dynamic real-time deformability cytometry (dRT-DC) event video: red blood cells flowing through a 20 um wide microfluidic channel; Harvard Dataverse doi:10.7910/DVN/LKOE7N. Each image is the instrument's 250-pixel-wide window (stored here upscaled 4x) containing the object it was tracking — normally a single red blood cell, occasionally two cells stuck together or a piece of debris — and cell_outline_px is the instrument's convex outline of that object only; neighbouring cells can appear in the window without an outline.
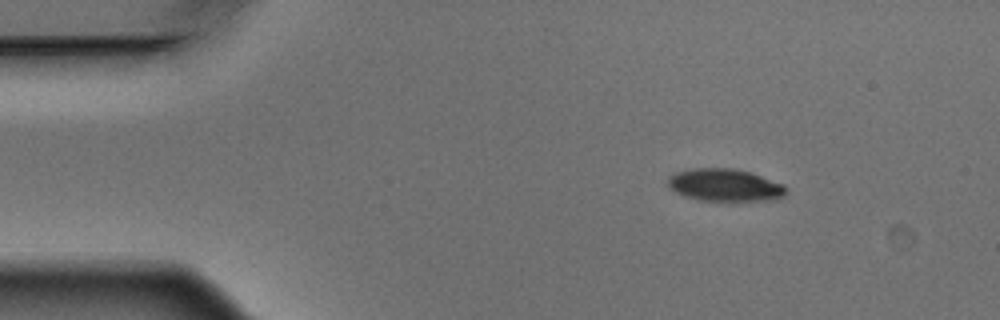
{"species": "Egyptian fruit bat (a non-hibernating species)", "species_latin": "Rousettus aegyptiacus", "temperature_condition": "warm", "stored_images_in_passage": 6, "camera_frame_rate_fps": 3000, "um_per_image_px": 0.085, "animal": {"sex": "male"}, "frame": {"image": 1, "passage_image": 3, "time_ms": 0.667, "image_size_px": [1000, 320], "cell_outline_px": [[788, 192], [780, 200], [700, 200], [684, 196], [676, 192], [668, 184], [668, 176], [676, 172], [688, 168], [736, 168], [752, 172], [784, 184], [788, 188]], "centroid_in_image_um": [61.67, 15.72], "position_along_channel_um": 23.3, "area_um2": 22.66}}
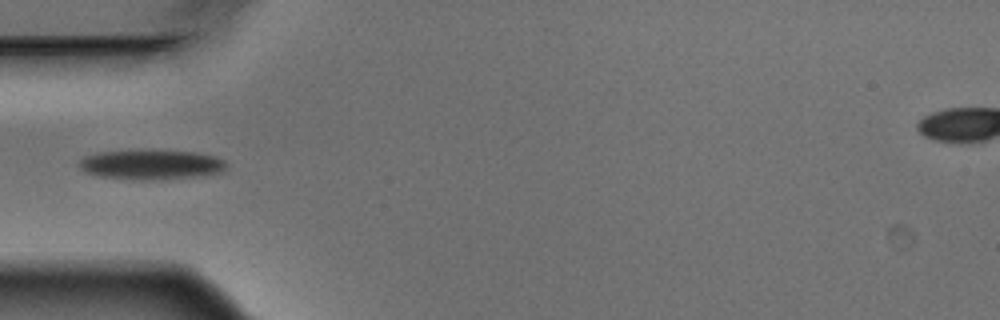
{"frame": {"image": 2, "passage_image": 6, "time_ms": 1.667, "image_size_px": [1000, 320], "cell_outline_px": [[228, 164], [220, 172], [196, 176], [164, 180], [132, 180], [100, 176], [84, 172], [80, 168], [80, 160], [84, 156], [96, 152], [196, 152], [216, 156], [224, 160]], "centroid_in_image_um": [12.84, 14.03], "position_along_channel_um": 72.2, "area_um2": 25.03}}